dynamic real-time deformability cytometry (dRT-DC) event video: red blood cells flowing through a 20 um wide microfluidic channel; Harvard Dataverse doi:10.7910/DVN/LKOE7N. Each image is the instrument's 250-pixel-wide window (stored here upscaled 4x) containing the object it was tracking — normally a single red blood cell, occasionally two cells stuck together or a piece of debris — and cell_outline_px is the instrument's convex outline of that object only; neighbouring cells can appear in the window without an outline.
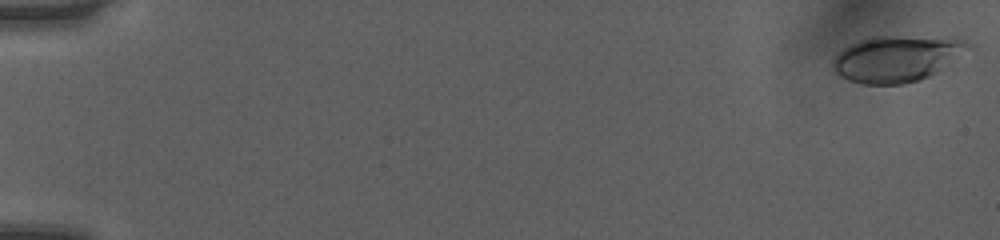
{"species": "human", "species_latin": "Homo sapiens", "temperature_condition": "room temperature", "stored_images_in_passage": 51, "camera_frame_rate_fps": 3000, "um_per_image_px": 0.085, "donor": {"sex": "female"}, "frame": {"image": 1, "passage_image": 1, "time_ms": 0.0, "image_size_px": [1000, 240], "cell_outline_px": [[972, 48], [936, 72], [928, 76], [904, 84], [860, 84], [848, 80], [832, 72], [832, 60], [844, 48], [860, 40], [876, 36], [956, 36], [972, 44]], "centroid_in_image_um": [76.26, 4.96], "position_along_channel_um": 8.7, "area_um2": 36.76}}
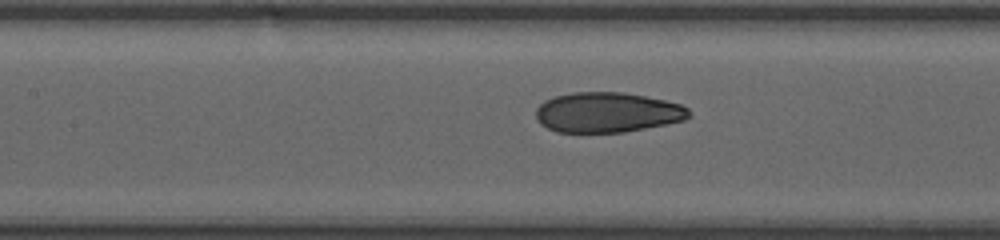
{"frame": {"image": 2, "passage_image": 25, "time_ms": 8.0, "image_size_px": [1000, 240], "cell_outline_px": [[692, 116], [684, 120], [624, 132], [556, 132], [540, 124], [536, 120], [536, 108], [544, 100], [556, 96], [572, 92], [620, 92], [644, 96], [664, 100], [680, 104], [688, 108], [692, 112]], "centroid_in_image_um": [51.61, 9.55], "position_along_channel_um": 155.8, "area_um2": 35.78}}
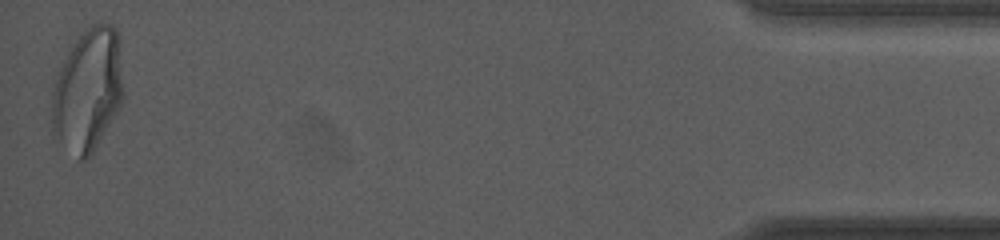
{"frame": {"image": 3, "passage_image": 51, "time_ms": 16.667, "image_size_px": [1000, 240], "cell_outline_px": [[124, 100], [120, 108], [92, 156], [84, 160], [80, 160], [52, 132], [52, 96], [56, 80], [60, 68], [68, 52], [88, 24], [96, 20], [112, 24], [116, 28], [120, 40], [124, 96]], "centroid_in_image_um": [7.53, 7.62], "position_along_channel_um": 427.7, "area_um2": 51.85}, "authors_computed_cell_mechanics": {"area_um2": 36.2984, "velocity_mm_per_s": 4.0652, "shape_relaxation_time_tau1_ms": 5.3893, "shape_relaxation_time_tau2_ms": 1.0643, "deformation_change_tau1": 0.1945, "deformation_change_tau2": 0.066}}